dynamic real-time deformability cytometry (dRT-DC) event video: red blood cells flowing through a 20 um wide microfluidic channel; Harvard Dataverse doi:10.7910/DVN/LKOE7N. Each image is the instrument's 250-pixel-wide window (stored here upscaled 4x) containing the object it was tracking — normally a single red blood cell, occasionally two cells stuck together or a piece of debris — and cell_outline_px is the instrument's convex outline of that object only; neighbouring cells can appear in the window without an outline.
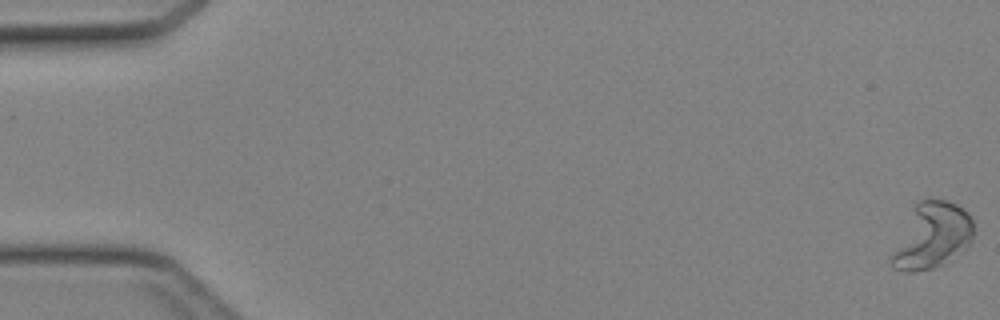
{"species": "Egyptian fruit bat (a non-hibernating species)", "species_latin": "Rousettus aegyptiacus", "temperature_condition": "cold", "stored_images_in_passage": 47, "camera_frame_rate_fps": 3000, "um_per_image_px": 0.085, "animal": {"sex": "female"}, "frame": {"image": 1, "passage_image": 1, "time_ms": 0.0, "image_size_px": [1000, 320], "cell_outline_px": [[972, 240], [964, 248], [944, 264], [932, 268], [912, 272], [904, 272], [892, 268], [888, 264], [888, 260], [916, 200], [944, 200], [956, 204], [968, 212], [972, 216]], "centroid_in_image_um": [79.17, 20.06], "position_along_channel_um": 5.8, "area_um2": 31.27}}
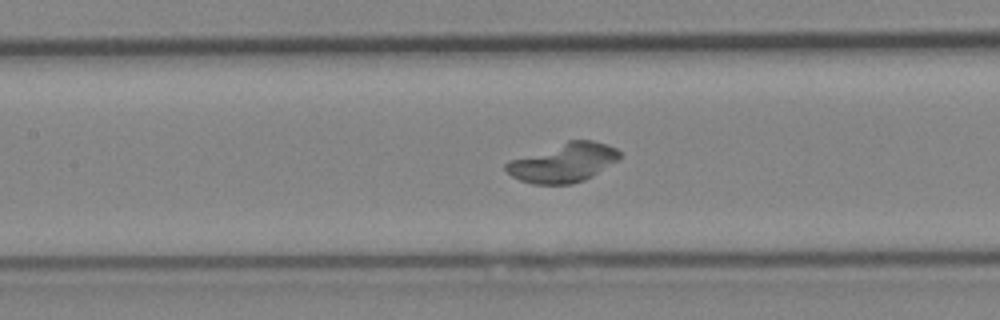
{"frame": {"image": 2, "passage_image": 22, "time_ms": 7.0, "image_size_px": [1000, 320], "cell_outline_px": [[620, 160], [592, 176], [584, 180], [572, 184], [532, 184], [520, 180], [512, 176], [504, 168], [504, 164], [508, 160], [568, 140], [592, 140], [608, 144], [616, 148], [620, 152]], "centroid_in_image_um": [47.89, 13.82], "position_along_channel_um": 159.5, "area_um2": 26.07}}
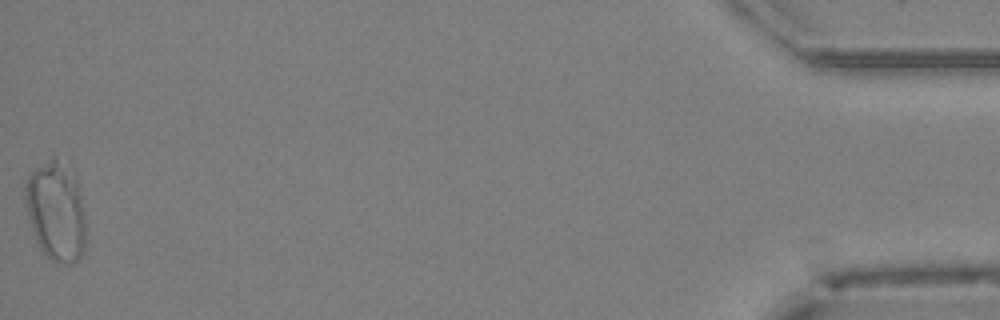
{"frame": {"image": 3, "passage_image": 47, "time_ms": 15.333, "image_size_px": [1000, 320], "cell_outline_px": [[84, 252], [72, 264], [68, 264], [52, 260], [40, 248], [32, 232], [24, 204], [24, 196], [28, 176], [36, 168], [52, 156], [56, 156], [60, 160], [76, 180], [84, 216]], "centroid_in_image_um": [4.72, 17.96], "position_along_channel_um": 430.5, "area_um2": 34.56}}